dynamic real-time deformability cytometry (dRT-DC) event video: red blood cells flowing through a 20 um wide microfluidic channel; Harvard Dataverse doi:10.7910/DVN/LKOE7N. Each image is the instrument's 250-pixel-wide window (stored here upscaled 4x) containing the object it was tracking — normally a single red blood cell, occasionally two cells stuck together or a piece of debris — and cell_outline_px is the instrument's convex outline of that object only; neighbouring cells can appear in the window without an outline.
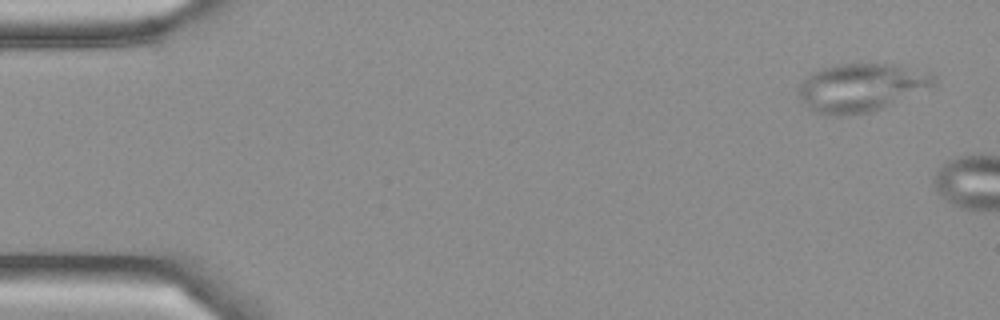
{"species": "Egyptian fruit bat (a non-hibernating species)", "species_latin": "Rousettus aegyptiacus", "temperature_condition": "cold", "stored_images_in_passage": 3, "camera_frame_rate_fps": 3000, "um_per_image_px": 0.085, "frame": {"image": 1, "passage_image": 1, "time_ms": 0.0, "image_size_px": [1000, 320], "cell_outline_px": [[936, 88], [872, 112], [848, 116], [824, 116], [812, 112], [804, 104], [800, 96], [800, 84], [812, 72], [820, 68], [836, 64], [900, 64], [932, 72], [936, 76]], "centroid_in_image_um": [73.3, 7.46], "position_along_channel_um": 11.7, "area_um2": 39.25}}